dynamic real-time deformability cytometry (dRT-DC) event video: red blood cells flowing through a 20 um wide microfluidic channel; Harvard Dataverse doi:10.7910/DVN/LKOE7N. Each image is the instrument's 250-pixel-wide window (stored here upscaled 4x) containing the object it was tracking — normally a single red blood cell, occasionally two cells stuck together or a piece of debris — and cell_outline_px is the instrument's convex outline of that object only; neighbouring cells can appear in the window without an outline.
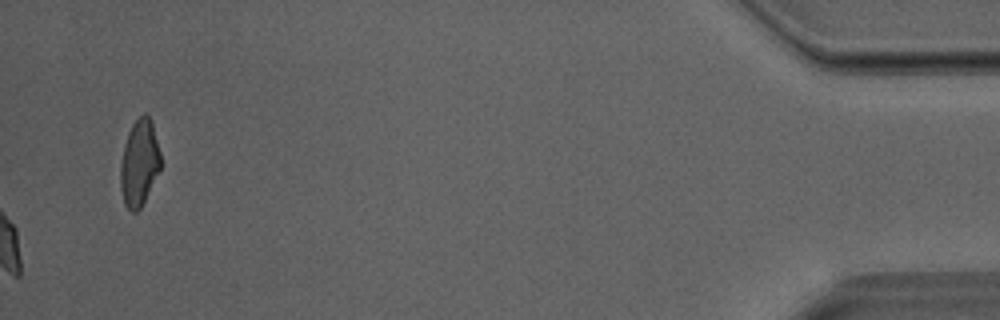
{"species": "Egyptian fruit bat (a non-hibernating species)", "species_latin": "Rousettus aegyptiacus", "temperature_condition": "room temperature", "stored_images_in_passage": 40, "camera_frame_rate_fps": 3000, "um_per_image_px": 0.085, "animal": {"sex": "male"}, "frame": {"image": 1, "passage_image": 40, "time_ms": 13.0, "image_size_px": [1000, 320], "cell_outline_px": [[160, 168], [140, 208], [136, 212], [132, 212], [124, 204], [120, 188], [120, 164], [124, 144], [128, 132], [132, 124], [144, 112], [152, 120], [160, 152]], "centroid_in_image_um": [11.82, 13.82], "position_along_channel_um": 423.4, "area_um2": 20.11}}